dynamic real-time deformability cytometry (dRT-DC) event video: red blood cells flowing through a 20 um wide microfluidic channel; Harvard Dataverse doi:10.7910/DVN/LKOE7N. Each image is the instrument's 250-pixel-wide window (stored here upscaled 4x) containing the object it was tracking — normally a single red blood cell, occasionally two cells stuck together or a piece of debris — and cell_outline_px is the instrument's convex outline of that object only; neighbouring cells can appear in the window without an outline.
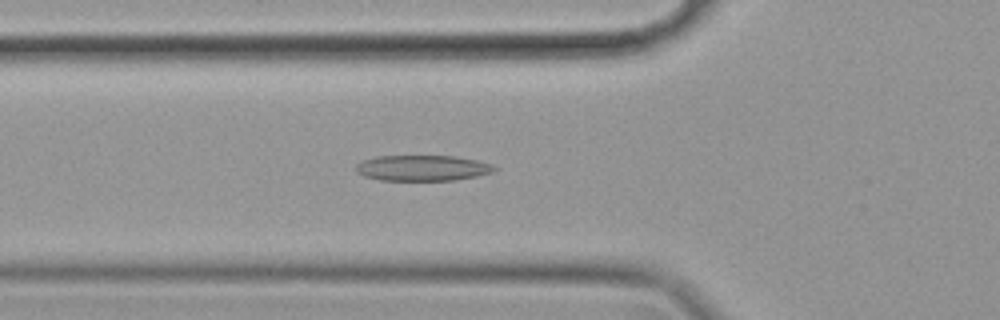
{"species": "common noctule bat (a hibernating species)", "species_latin": "Nyctalus noctula", "temperature_condition": "cold", "stored_images_in_passage": 52, "camera_frame_rate_fps": 3000, "um_per_image_px": 0.085, "animal": {"sex": "female", "body_mass_g": 19.9}, "frame": {"image": 1, "passage_image": 15, "time_ms": 4.667, "image_size_px": [1000, 320], "cell_outline_px": [[500, 168], [492, 172], [476, 176], [456, 180], [380, 180], [364, 176], [356, 172], [356, 164], [364, 160], [376, 156], [456, 156], [476, 160], [492, 164]], "centroid_in_image_um": [35.93, 14.28], "position_along_channel_um": 89.9, "area_um2": 20.75}}
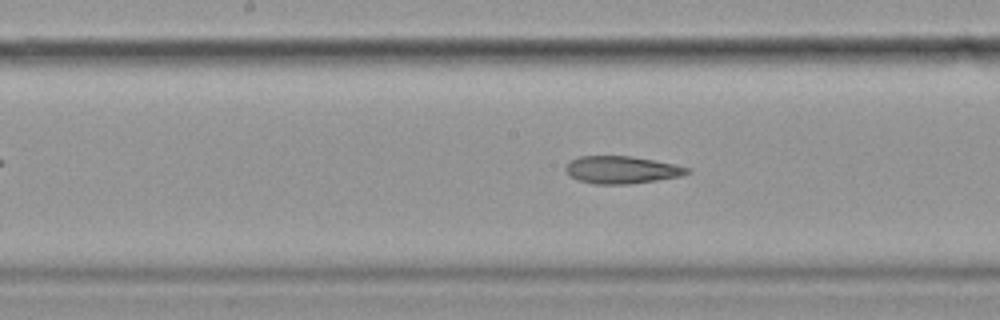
{"frame": {"image": 2, "passage_image": 24, "time_ms": 7.667, "image_size_px": [1000, 320], "cell_outline_px": [[692, 172], [680, 176], [656, 180], [628, 184], [596, 184], [576, 180], [568, 176], [564, 168], [572, 160], [580, 156], [632, 156], [676, 164], [692, 168]], "centroid_in_image_um": [52.86, 14.43], "position_along_channel_um": 195.3, "area_um2": 19.59}}
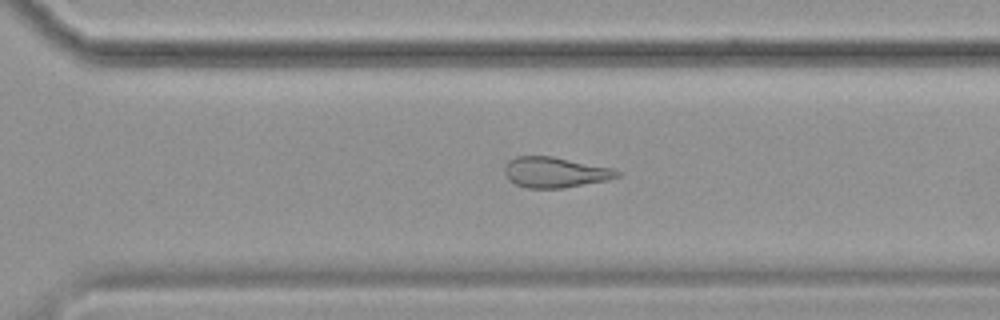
{"frame": {"image": 3, "passage_image": 35, "time_ms": 11.333, "image_size_px": [1000, 320], "cell_outline_px": [[620, 176], [608, 180], [564, 188], [528, 188], [516, 184], [508, 180], [504, 172], [504, 168], [508, 160], [516, 156], [552, 156], [612, 168], [620, 172]], "centroid_in_image_um": [47.16, 14.65], "position_along_channel_um": 323.4, "area_um2": 20.06}, "authors_computed_cell_mechanics": {"area_um2": 21.9929, "velocity_mm_per_s": 3.5069, "shape_relaxation_time_tau1_ms": null, "shape_relaxation_time_tau2_ms": 4.3212, "deformation_change_tau1": null, "deformation_change_tau2": 0.1529}}